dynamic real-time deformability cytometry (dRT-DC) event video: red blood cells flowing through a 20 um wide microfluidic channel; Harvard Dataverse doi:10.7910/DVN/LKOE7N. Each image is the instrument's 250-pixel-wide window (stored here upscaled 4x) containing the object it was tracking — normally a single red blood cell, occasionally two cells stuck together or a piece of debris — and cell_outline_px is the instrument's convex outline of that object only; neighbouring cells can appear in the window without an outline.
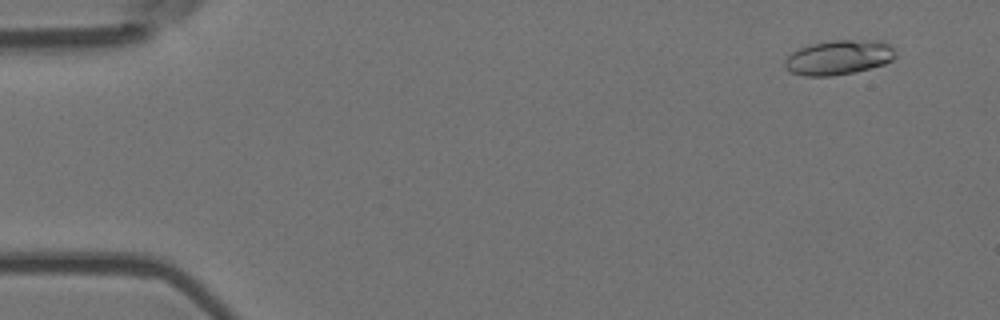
{"species": "Egyptian fruit bat (a non-hibernating species)", "species_latin": "Rousettus aegyptiacus", "temperature_condition": "room temperature", "stored_images_in_passage": 5, "camera_frame_rate_fps": 3000, "um_per_image_px": 0.085, "animal": {"sex": "female"}, "frame": {"image": 1, "passage_image": 1, "time_ms": 0.0, "image_size_px": [1000, 320], "cell_outline_px": [[896, 56], [892, 60], [884, 64], [852, 72], [832, 76], [804, 76], [788, 72], [784, 68], [784, 60], [792, 52], [800, 48], [812, 44], [832, 40], [884, 40], [892, 44]], "centroid_in_image_um": [71.29, 4.87], "position_along_channel_um": 13.7, "area_um2": 22.54}}
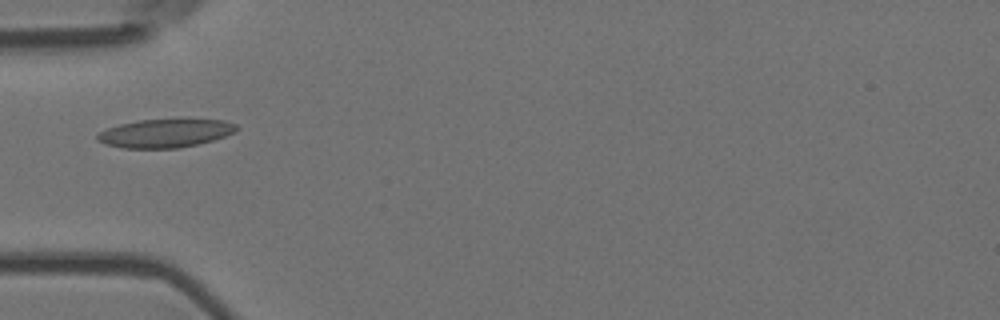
{"frame": {"image": 2, "passage_image": 5, "time_ms": 1.333, "image_size_px": [1000, 320], "cell_outline_px": [[240, 128], [236, 132], [212, 140], [180, 148], [124, 148], [104, 144], [96, 140], [96, 132], [120, 124], [140, 120], [184, 116], [224, 120], [236, 124]], "centroid_in_image_um": [14.09, 11.27], "position_along_channel_um": 70.9, "area_um2": 24.16}}